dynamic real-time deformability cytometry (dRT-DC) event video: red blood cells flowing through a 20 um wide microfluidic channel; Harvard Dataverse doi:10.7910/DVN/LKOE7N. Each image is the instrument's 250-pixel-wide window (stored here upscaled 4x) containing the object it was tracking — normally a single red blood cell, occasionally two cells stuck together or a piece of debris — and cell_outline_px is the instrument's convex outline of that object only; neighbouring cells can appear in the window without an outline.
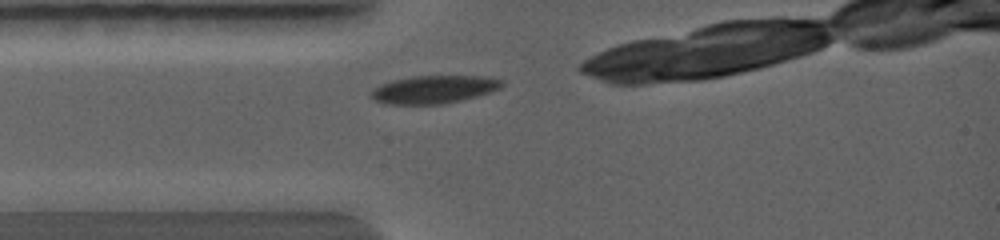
{"species": "common noctule bat (a hibernating species)", "species_latin": "Nyctalus noctula", "temperature_condition": "warm", "stored_images_in_passage": 10, "camera_frame_rate_fps": 5000, "um_per_image_px": 0.085, "animal": {"sex": "female", "body_mass_g": 19.0, "forearm_length_mm": 56.7}, "frame": {"image": 1, "passage_image": 3, "time_ms": 0.4, "image_size_px": [1000, 240], "cell_outline_px": [[504, 84], [500, 88], [492, 92], [448, 104], [384, 104], [372, 100], [368, 96], [380, 84], [392, 80], [412, 76], [484, 76], [504, 80]], "centroid_in_image_um": [36.89, 7.61], "position_along_channel_um": 48.1, "area_um2": 21.62}}
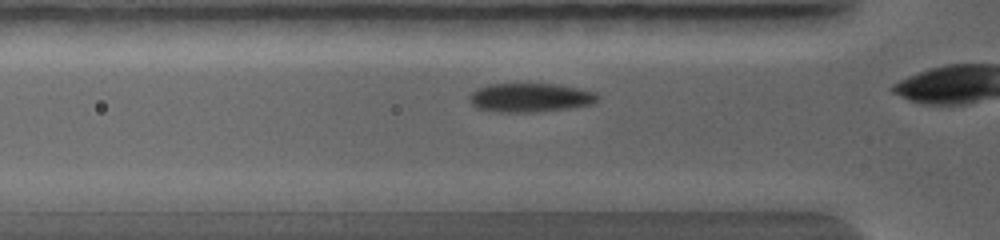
{"frame": {"image": 2, "passage_image": 5, "time_ms": 1.0, "image_size_px": [1000, 240], "cell_outline_px": [[600, 96], [592, 104], [564, 108], [528, 112], [504, 112], [476, 108], [468, 100], [468, 96], [476, 88], [488, 84], [528, 80], [560, 84], [580, 88], [596, 92]], "centroid_in_image_um": [45.02, 8.22], "position_along_channel_um": 80.8, "area_um2": 22.54}}
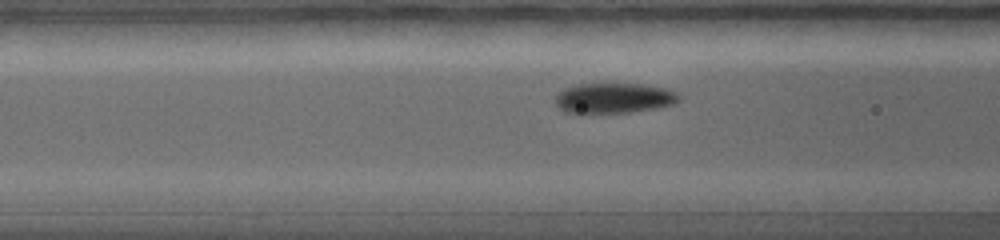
{"frame": {"image": 3, "passage_image": 7, "time_ms": 1.6, "image_size_px": [1000, 240], "cell_outline_px": [[680, 100], [676, 104], [656, 108], [628, 112], [568, 112], [560, 108], [556, 104], [556, 92], [564, 88], [576, 84], [608, 80], [644, 84], [668, 88], [680, 92]], "centroid_in_image_um": [52.24, 8.26], "position_along_channel_um": 114.4, "area_um2": 22.83}}